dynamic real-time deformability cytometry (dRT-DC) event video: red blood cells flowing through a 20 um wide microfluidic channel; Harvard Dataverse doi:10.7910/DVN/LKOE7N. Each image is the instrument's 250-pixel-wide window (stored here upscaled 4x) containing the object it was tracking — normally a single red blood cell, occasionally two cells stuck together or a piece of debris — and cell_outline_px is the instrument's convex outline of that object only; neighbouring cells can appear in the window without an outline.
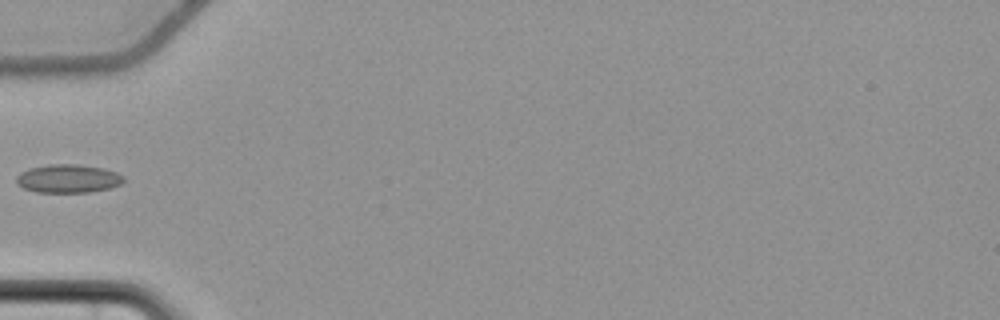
{"species": "common noctule bat (a hibernating species)", "species_latin": "Nyctalus noctula", "temperature_condition": "cold", "stored_images_in_passage": 36, "camera_frame_rate_fps": 3000, "um_per_image_px": 0.085, "animal": {"sex": "female", "body_mass_g": 22.7, "forearm_length_mm": 54.2}, "frame": {"image": 1, "passage_image": 1, "time_ms": 0.0, "image_size_px": [1000, 320], "cell_outline_px": [[124, 180], [120, 184], [108, 188], [88, 192], [36, 192], [24, 188], [16, 184], [16, 176], [20, 172], [28, 168], [48, 164], [80, 164], [104, 168], [116, 172], [124, 176]], "centroid_in_image_um": [5.76, 15.17], "position_along_channel_um": 79.2, "area_um2": 17.86}}